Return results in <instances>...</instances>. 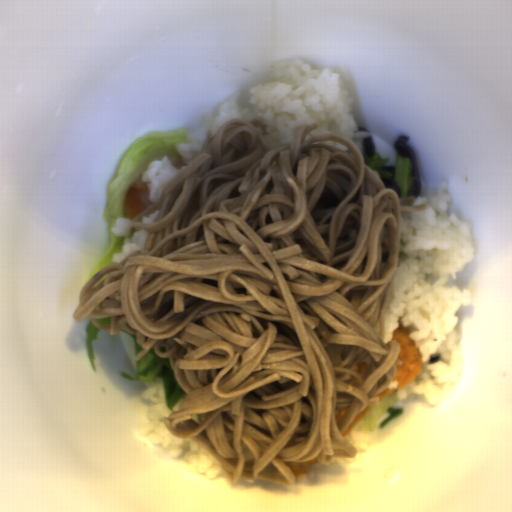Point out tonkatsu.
I'll list each match as a JSON object with an SVG mask.
<instances>
[{
  "label": "tonkatsu",
  "instance_id": "2",
  "mask_svg": "<svg viewBox=\"0 0 512 512\" xmlns=\"http://www.w3.org/2000/svg\"><path fill=\"white\" fill-rule=\"evenodd\" d=\"M152 205L147 184L138 183L130 185L123 204L128 218L134 219L148 206Z\"/></svg>",
  "mask_w": 512,
  "mask_h": 512
},
{
  "label": "tonkatsu",
  "instance_id": "1",
  "mask_svg": "<svg viewBox=\"0 0 512 512\" xmlns=\"http://www.w3.org/2000/svg\"><path fill=\"white\" fill-rule=\"evenodd\" d=\"M391 340L400 344V353L397 359L404 363L402 365L395 364L396 372L389 387L375 396L379 398L409 388L423 367V352L409 336L408 328L398 326L393 330Z\"/></svg>",
  "mask_w": 512,
  "mask_h": 512
},
{
  "label": "tonkatsu",
  "instance_id": "4",
  "mask_svg": "<svg viewBox=\"0 0 512 512\" xmlns=\"http://www.w3.org/2000/svg\"><path fill=\"white\" fill-rule=\"evenodd\" d=\"M372 406H367L365 409H363L360 413L356 415V417L353 419V421L350 423L347 429L341 434L344 438L350 432V430L356 425V423L368 413Z\"/></svg>",
  "mask_w": 512,
  "mask_h": 512
},
{
  "label": "tonkatsu",
  "instance_id": "3",
  "mask_svg": "<svg viewBox=\"0 0 512 512\" xmlns=\"http://www.w3.org/2000/svg\"><path fill=\"white\" fill-rule=\"evenodd\" d=\"M318 462L317 457L307 462H284L293 472L295 478L304 476L308 467Z\"/></svg>",
  "mask_w": 512,
  "mask_h": 512
}]
</instances>
